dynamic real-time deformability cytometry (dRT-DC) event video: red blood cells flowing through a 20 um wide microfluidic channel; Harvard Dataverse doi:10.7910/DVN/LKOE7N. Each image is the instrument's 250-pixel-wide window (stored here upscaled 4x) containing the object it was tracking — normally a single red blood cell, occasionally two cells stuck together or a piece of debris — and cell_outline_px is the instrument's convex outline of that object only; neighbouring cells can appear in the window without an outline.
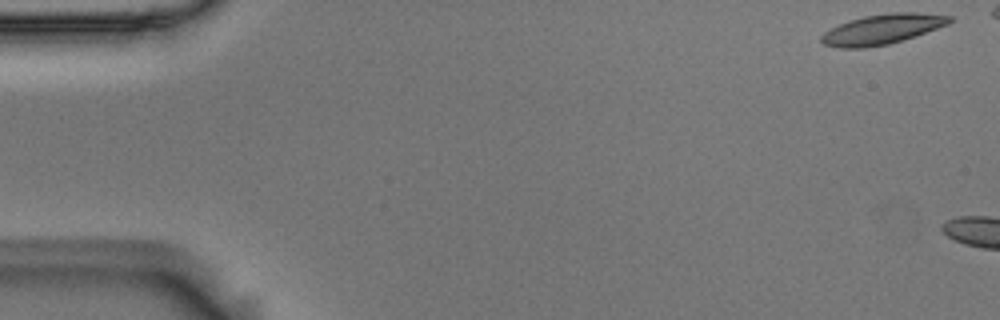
{"species": "Egyptian fruit bat (a non-hibernating species)", "species_latin": "Rousettus aegyptiacus", "temperature_condition": "room temperature", "stored_images_in_passage": 5, "camera_frame_rate_fps": 3000, "um_per_image_px": 0.085, "animal": {"sex": "male"}, "frame": {"image": 1, "passage_image": 1, "time_ms": 0.0, "image_size_px": [1000, 320], "cell_outline_px": [[952, 20], [948, 24], [904, 40], [888, 44], [864, 48], [840, 48], [824, 44], [820, 40], [820, 36], [824, 32], [848, 20], [864, 16], [892, 12], [920, 12], [952, 16]], "centroid_in_image_um": [74.99, 2.48], "position_along_channel_um": 10.0, "area_um2": 22.43}}